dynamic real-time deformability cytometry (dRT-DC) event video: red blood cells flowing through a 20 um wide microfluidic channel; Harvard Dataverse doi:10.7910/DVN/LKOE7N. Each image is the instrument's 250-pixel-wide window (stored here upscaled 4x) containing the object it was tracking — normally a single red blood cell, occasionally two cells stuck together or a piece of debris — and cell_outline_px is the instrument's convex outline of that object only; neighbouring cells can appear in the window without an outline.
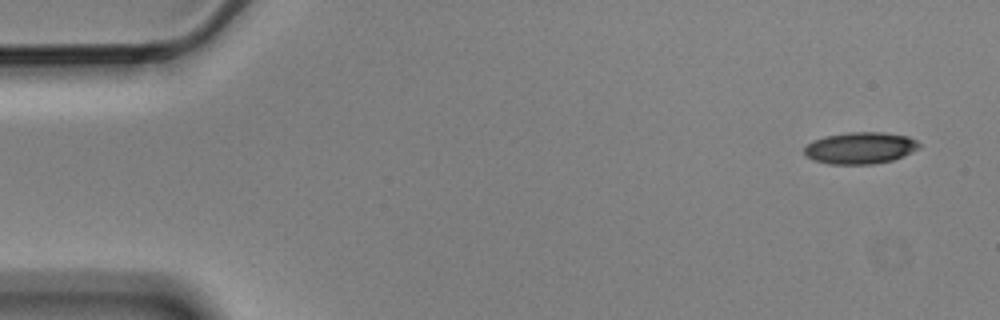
{"species": "Egyptian fruit bat (a non-hibernating species)", "species_latin": "Rousettus aegyptiacus", "temperature_condition": "cold", "stored_images_in_passage": 9, "camera_frame_rate_fps": 3000, "um_per_image_px": 0.085, "animal": {"sex": "male"}, "frame": {"image": 1, "passage_image": 1, "time_ms": 0.0, "image_size_px": [1000, 320], "cell_outline_px": [[920, 148], [892, 160], [872, 164], [828, 164], [812, 160], [804, 152], [804, 148], [808, 144], [824, 136], [852, 132], [880, 132], [908, 136], [916, 140], [920, 144]], "centroid_in_image_um": [73.12, 12.58], "position_along_channel_um": 11.9, "area_um2": 21.04}}
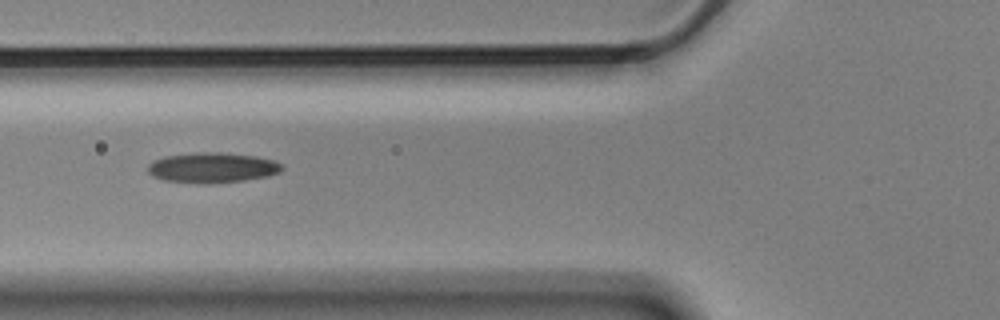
{"frame": {"image": 2, "passage_image": 6, "time_ms": 1.667, "image_size_px": [1000, 320], "cell_outline_px": [[284, 168], [280, 172], [268, 176], [244, 180], [164, 180], [152, 176], [148, 172], [148, 164], [164, 156], [196, 152], [220, 152], [256, 156], [272, 160], [280, 164]], "centroid_in_image_um": [18.07, 14.19], "position_along_channel_um": 107.7, "area_um2": 22.43}}
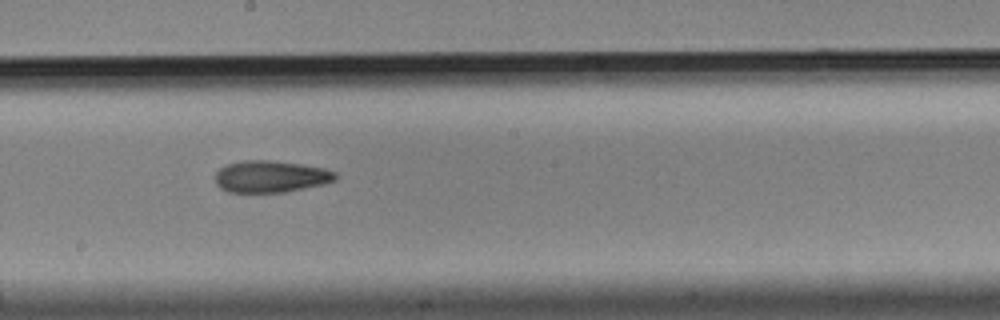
{"frame": {"image": 3, "passage_image": 9, "time_ms": 2.667, "image_size_px": [1000, 320], "cell_outline_px": [[336, 180], [324, 184], [284, 192], [228, 192], [220, 188], [216, 184], [216, 172], [220, 168], [228, 164], [244, 160], [268, 160], [300, 164], [324, 168], [336, 172]], "centroid_in_image_um": [23.01, 15.01], "position_along_channel_um": 225.2, "area_um2": 22.2}}